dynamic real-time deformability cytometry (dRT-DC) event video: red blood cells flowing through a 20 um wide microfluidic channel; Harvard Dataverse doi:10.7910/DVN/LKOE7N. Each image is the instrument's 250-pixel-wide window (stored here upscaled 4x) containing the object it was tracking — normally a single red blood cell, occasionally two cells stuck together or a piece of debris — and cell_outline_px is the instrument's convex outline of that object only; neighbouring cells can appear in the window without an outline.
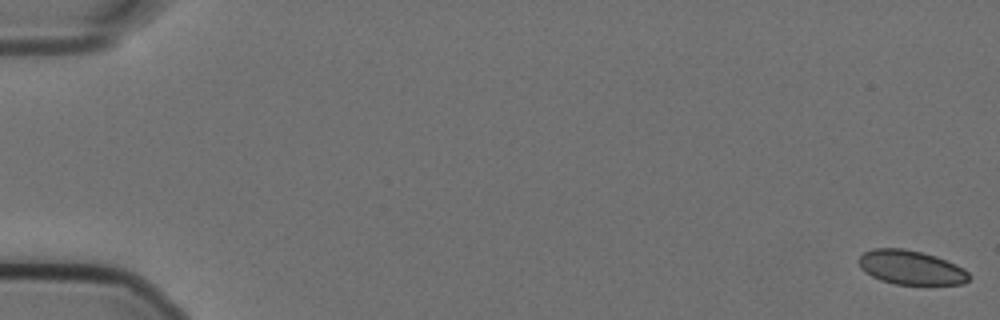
{"species": "Egyptian fruit bat (a non-hibernating species)", "species_latin": "Rousettus aegyptiacus", "temperature_condition": "cold", "stored_images_in_passage": 58, "camera_frame_rate_fps": 3000, "um_per_image_px": 0.085, "animal": {"sex": "female"}, "frame": {"image": 1, "passage_image": 1, "time_ms": 0.0, "image_size_px": [1000, 320], "cell_outline_px": [[972, 276], [964, 284], [896, 284], [880, 280], [872, 276], [860, 268], [856, 260], [864, 252], [872, 248], [904, 248], [936, 256], [956, 264], [964, 268]], "centroid_in_image_um": [77.42, 22.73], "position_along_channel_um": 7.6, "area_um2": 22.08}}
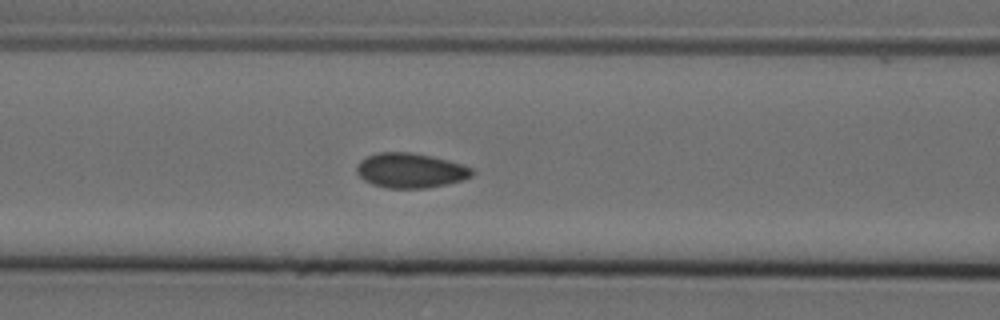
{"frame": {"image": 2, "passage_image": 25, "time_ms": 8.0, "image_size_px": [1000, 320], "cell_outline_px": [[476, 172], [472, 176], [464, 180], [428, 188], [388, 188], [372, 184], [364, 180], [356, 172], [356, 164], [360, 160], [376, 152], [412, 152], [432, 156], [448, 160], [472, 168]], "centroid_in_image_um": [34.89, 14.49], "position_along_channel_um": 131.7, "area_um2": 23.58}}
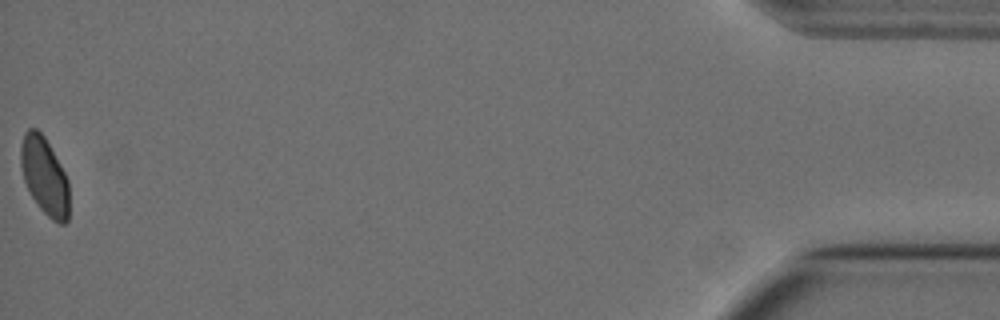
{"frame": {"image": 3, "passage_image": 58, "time_ms": 19.0, "image_size_px": [1000, 320], "cell_outline_px": [[68, 220], [64, 224], [60, 224], [52, 220], [36, 204], [24, 180], [20, 164], [20, 148], [24, 132], [28, 128], [36, 128], [44, 136], [60, 164], [68, 180]], "centroid_in_image_um": [3.77, 14.95], "position_along_channel_um": 431.4, "area_um2": 21.73}, "authors_computed_cell_mechanics": {"area_um2": 22.9466, "velocity_mm_per_s": 3.5565, "shape_relaxation_time_tau1_ms": null, "shape_relaxation_time_tau2_ms": 1.2204, "deformation_change_tau1": null, "deformation_change_tau2": 0.0345}}